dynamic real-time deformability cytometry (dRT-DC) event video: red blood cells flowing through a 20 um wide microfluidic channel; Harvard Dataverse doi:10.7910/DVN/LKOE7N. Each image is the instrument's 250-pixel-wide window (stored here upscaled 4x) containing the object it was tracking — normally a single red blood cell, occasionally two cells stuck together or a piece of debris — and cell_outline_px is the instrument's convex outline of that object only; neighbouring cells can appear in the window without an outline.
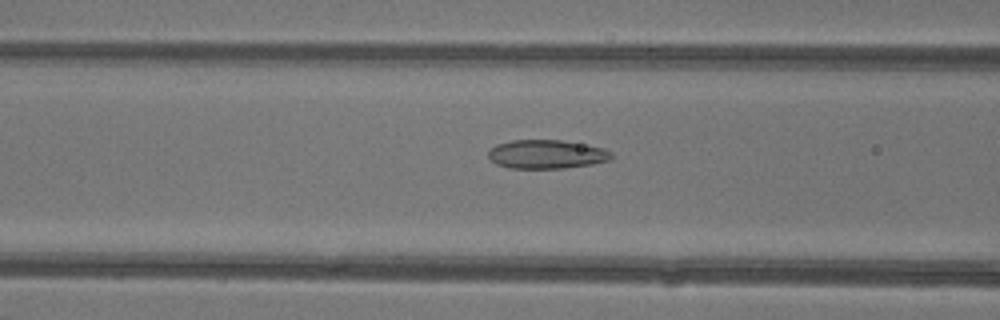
{"species": "common noctule bat (a hibernating species)", "species_latin": "Nyctalus noctula", "temperature_condition": "warm", "stored_images_in_passage": 29, "camera_frame_rate_fps": 3000, "um_per_image_px": 0.085, "animal": {"sex": "female"}, "frame": {"image": 1, "passage_image": 11, "time_ms": 3.333, "image_size_px": [1000, 320], "cell_outline_px": [[612, 160], [592, 164], [564, 168], [508, 168], [496, 164], [488, 156], [488, 152], [496, 144], [512, 140], [560, 140], [604, 148], [612, 152]], "centroid_in_image_um": [46.47, 13.11], "position_along_channel_um": 120.1, "area_um2": 20.63}}
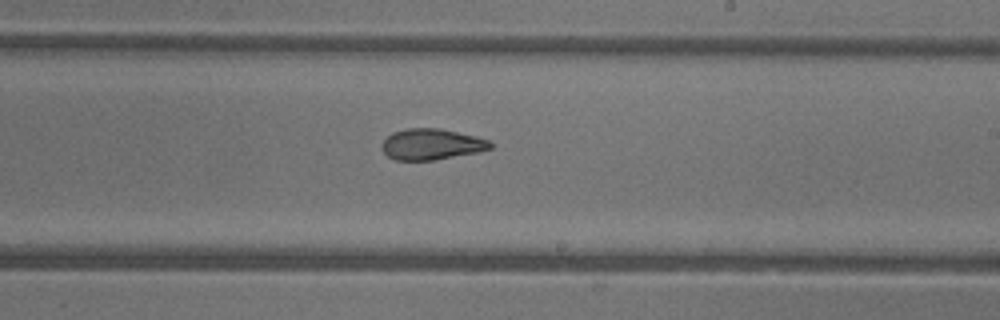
{"frame": {"image": 2, "passage_image": 20, "time_ms": 6.333, "image_size_px": [1000, 320], "cell_outline_px": [[492, 148], [480, 152], [436, 160], [396, 160], [388, 156], [380, 148], [380, 144], [392, 132], [404, 128], [440, 128], [476, 136], [488, 140], [492, 144]], "centroid_in_image_um": [36.67, 12.26], "position_along_channel_um": 252.3, "area_um2": 19.83}}
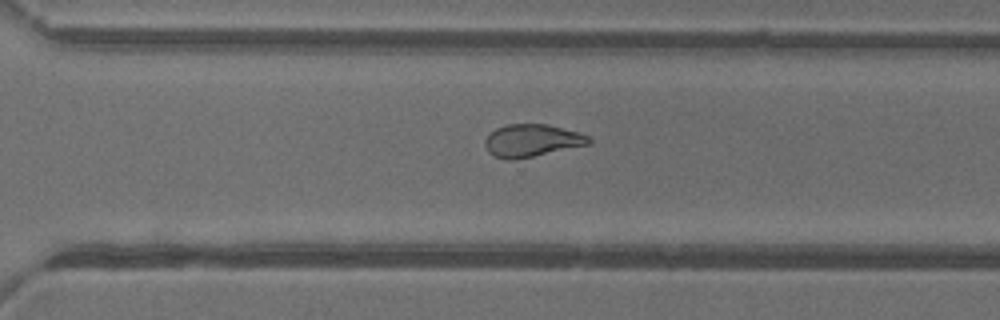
{"frame": {"image": 3, "passage_image": 25, "time_ms": 8.0, "image_size_px": [1000, 320], "cell_outline_px": [[592, 144], [516, 160], [508, 160], [496, 156], [488, 152], [484, 144], [484, 140], [496, 128], [504, 124], [548, 124], [580, 132], [588, 136], [592, 140]], "centroid_in_image_um": [45.24, 11.95], "position_along_channel_um": 325.4, "area_um2": 19.94}, "authors_computed_cell_mechanics": {"area_um2": 19.9988, "velocity_mm_per_s": 4.3997, "shape_relaxation_time_tau1_ms": 9.5431, "shape_relaxation_time_tau2_ms": 1.7782, "deformation_change_tau1": 0.2215, "deformation_change_tau2": 0.0708}}